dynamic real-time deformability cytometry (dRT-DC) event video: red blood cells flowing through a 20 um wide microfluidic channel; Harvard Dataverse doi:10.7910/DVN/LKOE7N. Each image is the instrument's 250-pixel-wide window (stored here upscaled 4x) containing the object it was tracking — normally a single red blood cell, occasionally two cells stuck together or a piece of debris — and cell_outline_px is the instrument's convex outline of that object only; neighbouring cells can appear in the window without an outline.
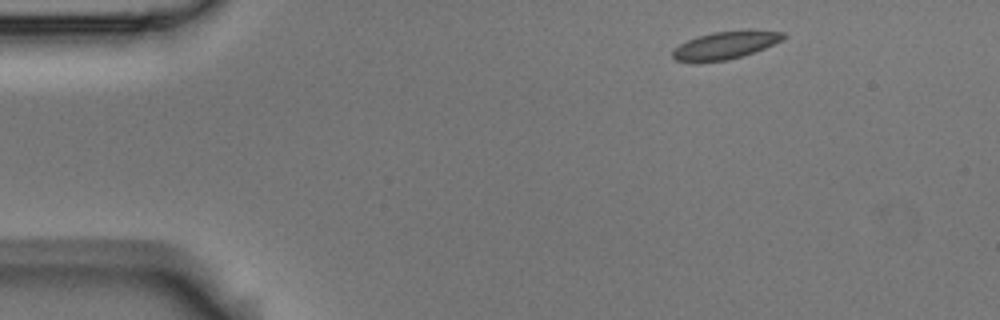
{"species": "Egyptian fruit bat (a non-hibernating species)", "species_latin": "Rousettus aegyptiacus", "temperature_condition": "room temperature", "stored_images_in_passage": 5, "camera_frame_rate_fps": 3000, "um_per_image_px": 0.085, "animal": {"sex": "male"}, "frame": {"image": 1, "passage_image": 1, "time_ms": 0.0, "image_size_px": [1000, 320], "cell_outline_px": [[788, 36], [764, 48], [728, 60], [676, 60], [672, 56], [672, 52], [680, 44], [688, 40], [712, 32], [748, 28], [752, 28], [784, 32]], "centroid_in_image_um": [61.76, 3.77], "position_along_channel_um": 23.2, "area_um2": 17.57}}
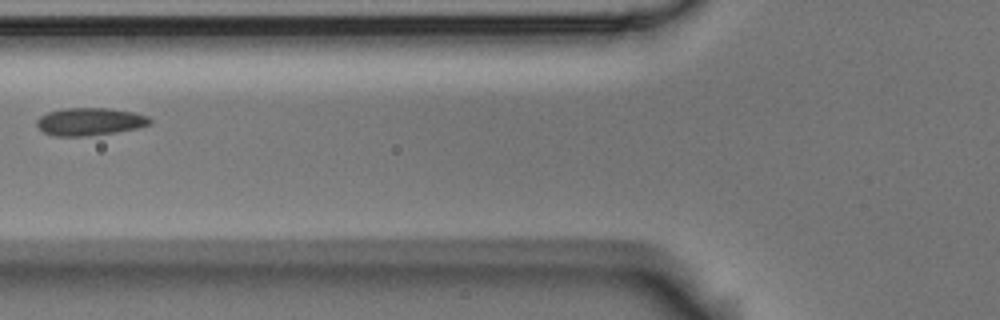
{"frame": {"image": 2, "passage_image": 5, "time_ms": 1.333, "image_size_px": [1000, 320], "cell_outline_px": [[152, 124], [136, 128], [88, 136], [52, 136], [44, 132], [36, 124], [36, 120], [40, 116], [48, 112], [64, 108], [108, 108], [132, 112], [148, 116], [152, 120]], "centroid_in_image_um": [7.62, 10.33], "position_along_channel_um": 118.2, "area_um2": 18.15}}